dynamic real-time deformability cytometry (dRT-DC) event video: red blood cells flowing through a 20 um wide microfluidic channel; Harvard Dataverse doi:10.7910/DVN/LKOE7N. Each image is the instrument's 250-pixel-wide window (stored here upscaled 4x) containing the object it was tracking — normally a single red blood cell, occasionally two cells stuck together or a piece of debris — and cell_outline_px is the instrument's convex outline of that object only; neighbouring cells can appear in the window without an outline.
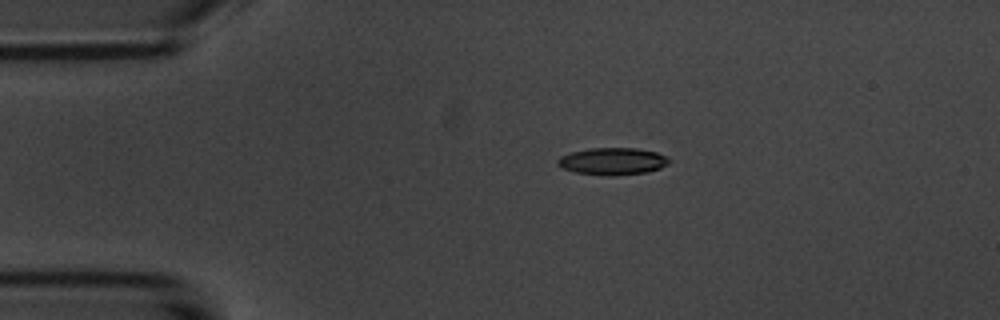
{"species": "common noctule bat (a hibernating species)", "species_latin": "Nyctalus noctula", "temperature_condition": "room temperature", "stored_images_in_passage": 2, "camera_frame_rate_fps": 3000, "um_per_image_px": 0.085, "animal": {"sex": "male", "body_mass_g": 20.1, "forearm_length_mm": 53.5}, "frame": {"image": 1, "passage_image": 1, "time_ms": 0.0, "image_size_px": [1000, 320], "cell_outline_px": [[672, 160], [668, 164], [660, 168], [648, 172], [612, 176], [608, 176], [576, 172], [560, 168], [556, 164], [556, 160], [560, 156], [572, 152], [588, 148], [636, 148], [656, 152]], "centroid_in_image_um": [52.04, 13.71], "position_along_channel_um": 33.0, "area_um2": 17.74}}